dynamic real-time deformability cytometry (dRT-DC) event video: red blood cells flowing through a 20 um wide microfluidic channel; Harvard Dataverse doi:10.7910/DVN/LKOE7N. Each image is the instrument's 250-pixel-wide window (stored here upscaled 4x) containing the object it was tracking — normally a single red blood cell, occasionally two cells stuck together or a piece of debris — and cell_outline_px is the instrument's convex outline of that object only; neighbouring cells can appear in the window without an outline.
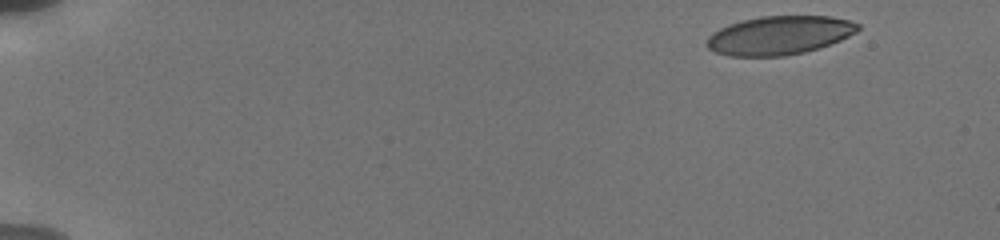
{"species": "human", "species_latin": "Homo sapiens", "temperature_condition": "cold", "stored_images_in_passage": 19, "camera_frame_rate_fps": 3000, "um_per_image_px": 0.085, "donor": {"sex": "male"}, "frame": {"image": 1, "passage_image": 1, "time_ms": 0.0, "image_size_px": [1000, 240], "cell_outline_px": [[860, 28], [856, 32], [840, 40], [804, 52], [784, 56], [728, 56], [716, 52], [708, 48], [704, 44], [708, 36], [712, 32], [728, 24], [760, 16], [832, 16], [848, 20], [860, 24]], "centroid_in_image_um": [66.21, 3.0], "position_along_channel_um": 18.8, "area_um2": 34.04}}
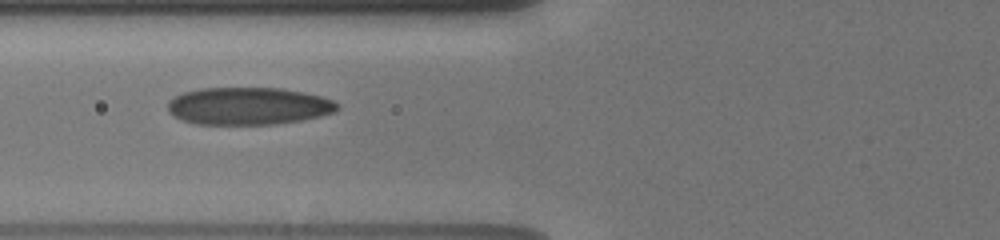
{"frame": {"image": 2, "passage_image": 16, "time_ms": 6.0, "image_size_px": [1000, 240], "cell_outline_px": [[340, 108], [336, 112], [320, 116], [300, 120], [272, 124], [196, 124], [172, 116], [168, 112], [168, 100], [184, 92], [200, 88], [280, 88], [320, 96], [332, 100], [340, 104]], "centroid_in_image_um": [21.11, 9.01], "position_along_channel_um": 104.7, "area_um2": 36.93}}
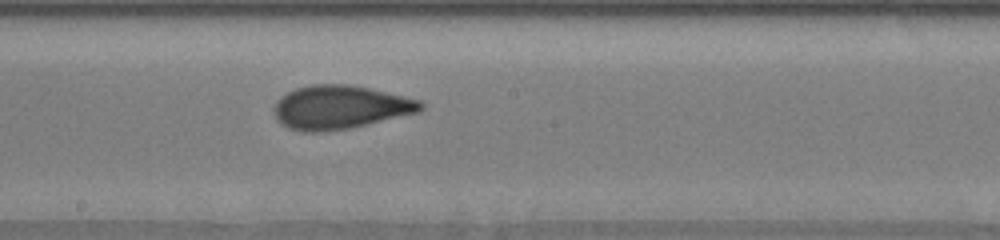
{"frame": {"image": 3, "passage_image": 19, "time_ms": 9.0, "image_size_px": [1000, 240], "cell_outline_px": [[424, 108], [420, 112], [348, 128], [320, 132], [300, 132], [288, 128], [280, 124], [272, 108], [276, 100], [280, 96], [296, 88], [312, 84], [348, 84], [368, 88], [404, 96], [420, 100], [424, 104]], "centroid_in_image_um": [28.87, 9.11], "position_along_channel_um": 219.3, "area_um2": 37.34}}